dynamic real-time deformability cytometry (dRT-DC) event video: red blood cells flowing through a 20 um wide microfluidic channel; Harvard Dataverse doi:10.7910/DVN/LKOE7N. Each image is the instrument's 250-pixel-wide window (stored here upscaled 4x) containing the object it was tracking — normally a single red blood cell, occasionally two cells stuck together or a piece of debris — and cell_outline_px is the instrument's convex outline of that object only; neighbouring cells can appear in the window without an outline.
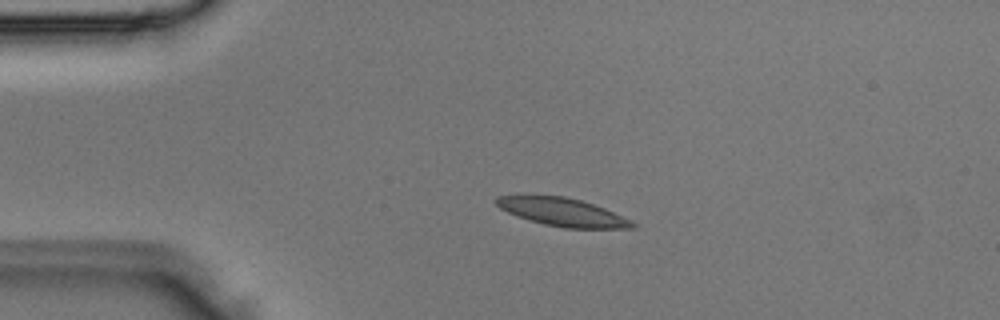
{"species": "Egyptian fruit bat (a non-hibernating species)", "species_latin": "Rousettus aegyptiacus", "temperature_condition": "room temperature", "stored_images_in_passage": 2, "camera_frame_rate_fps": 3000, "um_per_image_px": 0.085, "animal": {"sex": "male"}, "frame": {"image": 1, "passage_image": 1, "time_ms": 0.0, "image_size_px": [1000, 320], "cell_outline_px": [[640, 224], [636, 228], [564, 228], [544, 224], [528, 220], [516, 216], [500, 208], [496, 204], [496, 196], [564, 196], [580, 200], [604, 208], [632, 220]], "centroid_in_image_um": [47.87, 18.05], "position_along_channel_um": 37.1, "area_um2": 22.14}}